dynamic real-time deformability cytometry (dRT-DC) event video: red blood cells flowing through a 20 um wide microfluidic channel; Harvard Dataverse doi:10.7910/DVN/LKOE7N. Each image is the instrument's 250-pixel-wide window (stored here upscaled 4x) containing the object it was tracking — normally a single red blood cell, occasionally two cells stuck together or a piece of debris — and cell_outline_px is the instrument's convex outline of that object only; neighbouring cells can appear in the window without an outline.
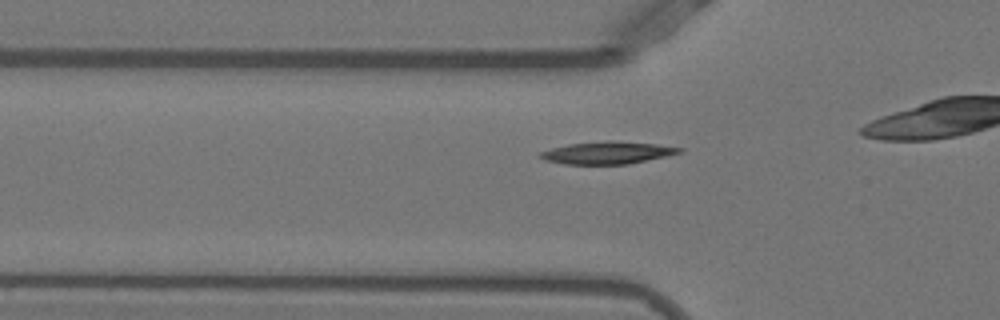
{"species": "Egyptian fruit bat (a non-hibernating species)", "species_latin": "Rousettus aegyptiacus", "temperature_condition": "warm", "stored_images_in_passage": 20, "camera_frame_rate_fps": 3000, "um_per_image_px": 0.085, "animal": {"sex": "female"}, "frame": {"image": 1, "passage_image": 14, "time_ms": 4.333, "image_size_px": [1000, 320], "cell_outline_px": [[684, 152], [628, 164], [564, 164], [548, 160], [536, 156], [540, 152], [552, 148], [568, 144], [608, 140], [616, 140], [656, 144], [684, 148]], "centroid_in_image_um": [51.65, 12.97], "position_along_channel_um": 74.1, "area_um2": 18.15}}
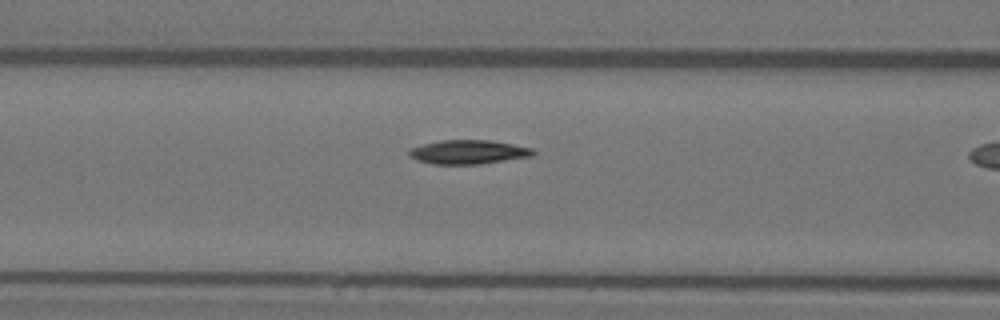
{"frame": {"image": 2, "passage_image": 18, "time_ms": 5.667, "image_size_px": [1000, 320], "cell_outline_px": [[536, 152], [532, 156], [480, 164], [432, 164], [416, 160], [408, 156], [408, 152], [412, 148], [424, 144], [440, 140], [488, 140], [512, 144], [532, 148]], "centroid_in_image_um": [39.79, 12.92], "position_along_channel_um": 126.8, "area_um2": 17.28}}